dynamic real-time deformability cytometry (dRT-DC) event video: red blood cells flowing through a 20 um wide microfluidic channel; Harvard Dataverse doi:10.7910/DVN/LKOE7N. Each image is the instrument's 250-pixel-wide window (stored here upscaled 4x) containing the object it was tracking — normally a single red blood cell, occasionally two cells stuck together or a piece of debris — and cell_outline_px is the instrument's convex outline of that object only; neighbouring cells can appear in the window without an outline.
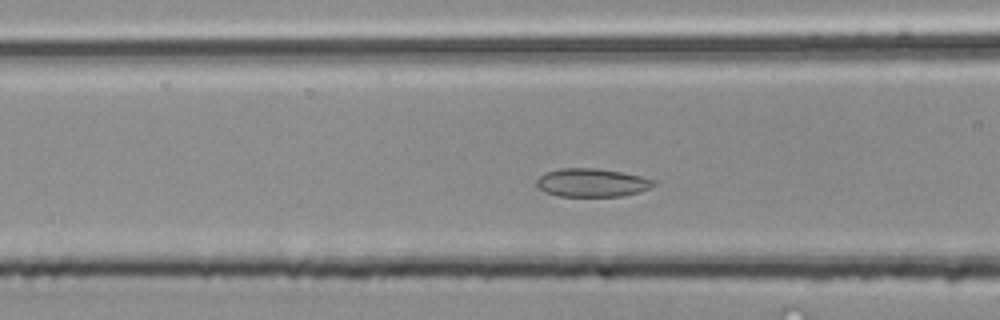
{"species": "common noctule bat (a hibernating species)", "species_latin": "Nyctalus noctula", "temperature_condition": "room temperature", "stored_images_in_passage": 43, "camera_frame_rate_fps": 3000, "um_per_image_px": 0.085, "animal": {"sex": "male", "body_mass_g": 20.4}, "frame": {"image": 1, "passage_image": 13, "time_ms": 4.0, "image_size_px": [1000, 320], "cell_outline_px": [[656, 184], [640, 192], [620, 196], [560, 196], [544, 192], [536, 184], [536, 180], [544, 172], [560, 168], [596, 168], [620, 172], [640, 176], [656, 180]], "centroid_in_image_um": [50.3, 15.52], "position_along_channel_um": 116.3, "area_um2": 19.31}}
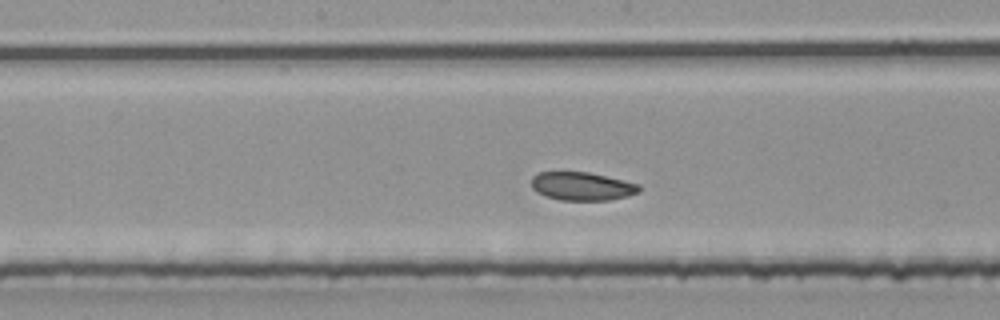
{"frame": {"image": 2, "passage_image": 19, "time_ms": 6.0, "image_size_px": [1000, 320], "cell_outline_px": [[640, 192], [628, 196], [608, 200], [560, 200], [536, 192], [532, 188], [532, 176], [536, 172], [588, 172], [640, 184]], "centroid_in_image_um": [49.47, 15.83], "position_along_channel_um": 198.7, "area_um2": 17.74}}
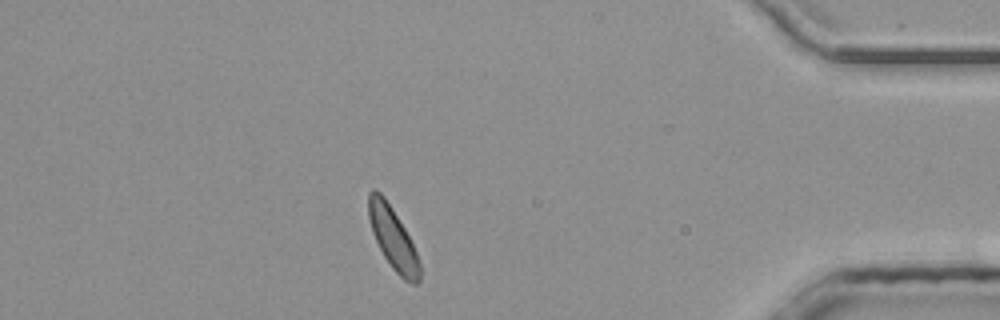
{"frame": {"image": 3, "passage_image": 37, "time_ms": 12.0, "image_size_px": [1000, 320], "cell_outline_px": [[420, 280], [416, 284], [412, 284], [404, 280], [392, 268], [384, 256], [372, 232], [368, 216], [368, 192], [372, 188], [376, 188], [384, 196], [392, 208], [404, 228], [416, 252], [420, 264]], "centroid_in_image_um": [33.38, 20.23], "position_along_channel_um": 401.8, "area_um2": 18.32}, "authors_computed_cell_mechanics": {"area_um2": 18.5538, "velocity_mm_per_s": 4.1231, "shape_relaxation_time_tau1_ms": 2.8008, "shape_relaxation_time_tau2_ms": 3.8777, "deformation_change_tau1": 0.0448, "deformation_change_tau2": 0.087}}